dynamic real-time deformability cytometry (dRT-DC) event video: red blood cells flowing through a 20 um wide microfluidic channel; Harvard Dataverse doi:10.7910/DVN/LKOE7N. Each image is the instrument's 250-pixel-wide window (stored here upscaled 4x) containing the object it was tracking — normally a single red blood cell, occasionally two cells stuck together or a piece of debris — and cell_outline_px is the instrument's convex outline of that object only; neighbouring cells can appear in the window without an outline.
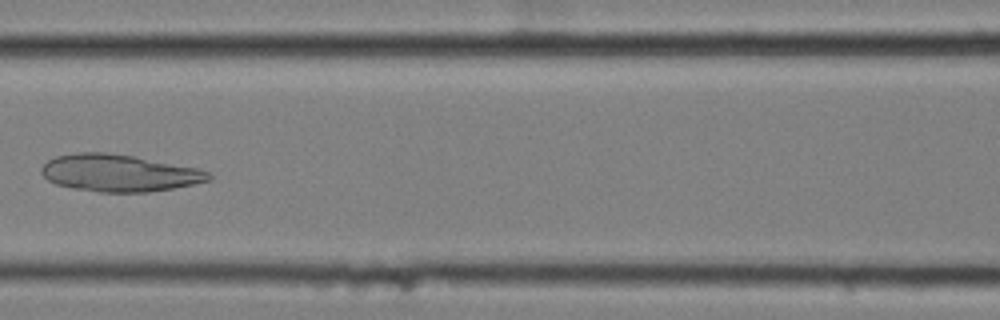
{"species": "common noctule bat (a hibernating species)", "species_latin": "Nyctalus noctula", "temperature_condition": "cold", "stored_images_in_passage": 10, "camera_frame_rate_fps": 3000, "um_per_image_px": 0.085, "animal": {"sex": "female", "body_mass_g": 25.1}, "frame": {"image": 1, "passage_image": 6, "time_ms": 1.667, "image_size_px": [1000, 320], "cell_outline_px": [[212, 180], [172, 188], [148, 192], [100, 192], [72, 188], [56, 184], [48, 180], [40, 172], [40, 168], [48, 160], [56, 156], [80, 152], [104, 152], [132, 156], [196, 168], [208, 172], [212, 176]], "centroid_in_image_um": [10.08, 14.71], "position_along_channel_um": 156.5, "area_um2": 35.84}}
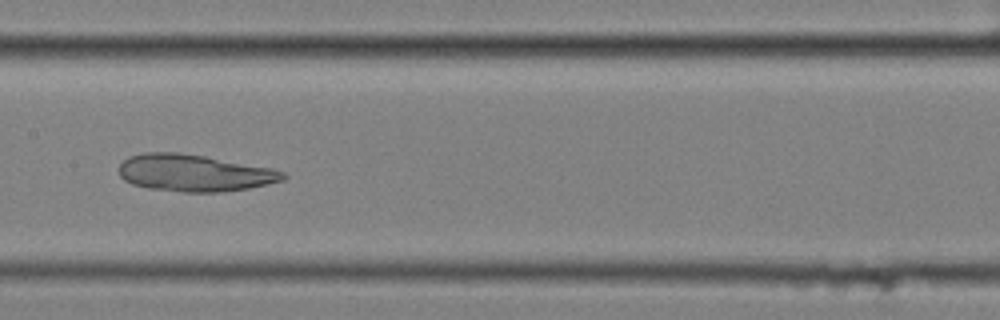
{"frame": {"image": 2, "passage_image": 7, "time_ms": 2.0, "image_size_px": [1000, 320], "cell_outline_px": [[288, 176], [284, 180], [268, 184], [248, 188], [220, 192], [180, 192], [148, 188], [132, 184], [124, 180], [120, 176], [120, 164], [128, 156], [144, 152], [180, 152], [204, 156], [272, 168], [284, 172]], "centroid_in_image_um": [16.51, 14.7], "position_along_channel_um": 190.9, "area_um2": 35.43}}
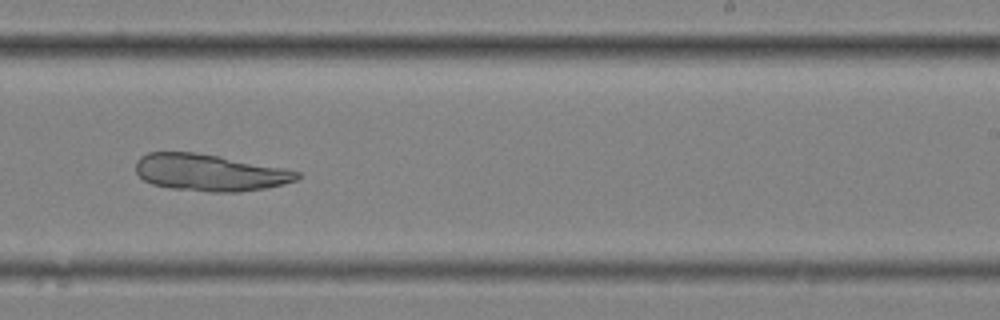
{"frame": {"image": 3, "passage_image": 9, "time_ms": 2.667, "image_size_px": [1000, 320], "cell_outline_px": [[300, 176], [296, 180], [284, 184], [264, 188], [240, 192], [208, 192], [168, 188], [152, 184], [144, 180], [136, 172], [136, 160], [140, 156], [148, 152], [196, 152], [220, 156], [284, 168], [300, 172]], "centroid_in_image_um": [17.8, 14.67], "position_along_channel_um": 271.2, "area_um2": 34.8}}